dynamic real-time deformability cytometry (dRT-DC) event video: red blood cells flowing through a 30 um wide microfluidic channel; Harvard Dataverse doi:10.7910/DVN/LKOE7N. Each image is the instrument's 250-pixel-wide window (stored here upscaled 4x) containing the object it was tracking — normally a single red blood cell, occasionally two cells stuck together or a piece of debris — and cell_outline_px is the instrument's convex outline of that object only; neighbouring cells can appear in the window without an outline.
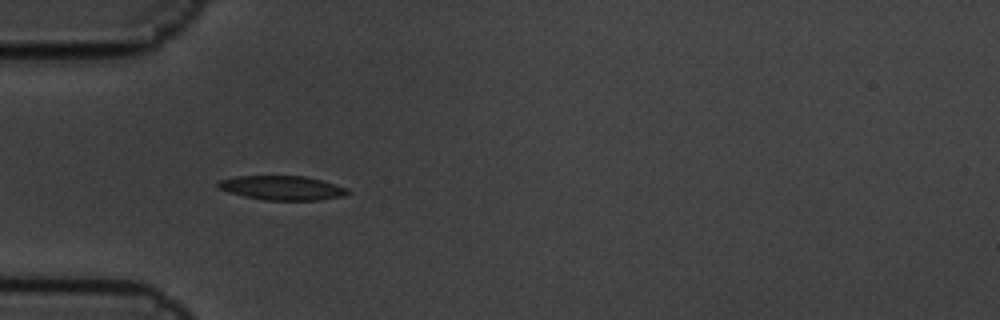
{"species": "common noctule bat (a hibernating species)", "species_latin": "Nyctalus noctula", "temperature_condition": "cold", "stored_images_in_passage": 9, "camera_frame_rate_fps": 3000, "um_per_image_px": 0.085, "animal": {"sex": "male", "body_mass_g": 19.5, "forearm_length_mm": 54.6}, "frame": {"image": 1, "passage_image": 7, "time_ms": 2.0, "image_size_px": [1000, 320], "cell_outline_px": [[352, 192], [344, 196], [320, 200], [264, 200], [244, 196], [216, 188], [216, 184], [220, 180], [236, 176], [304, 176], [320, 180], [348, 188]], "centroid_in_image_um": [23.99, 15.97], "position_along_channel_um": 61.0, "area_um2": 18.32}}
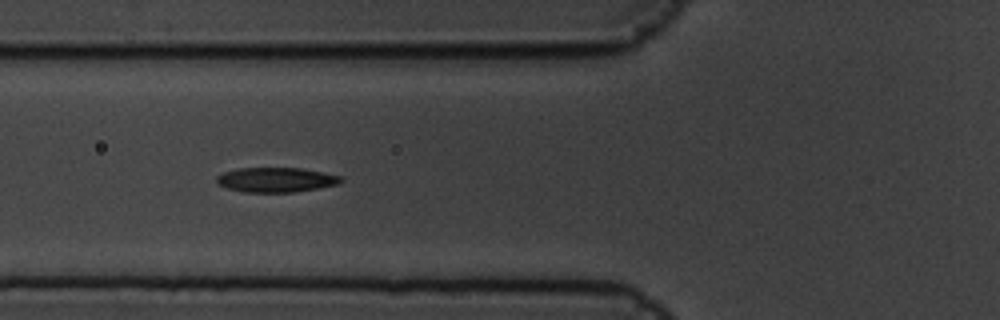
{"frame": {"image": 2, "passage_image": 8, "time_ms": 2.333, "image_size_px": [1000, 320], "cell_outline_px": [[344, 180], [340, 184], [292, 192], [244, 192], [228, 188], [216, 184], [216, 176], [224, 172], [236, 168], [300, 168], [324, 172], [344, 176]], "centroid_in_image_um": [23.48, 15.27], "position_along_channel_um": 102.3, "area_um2": 18.03}}
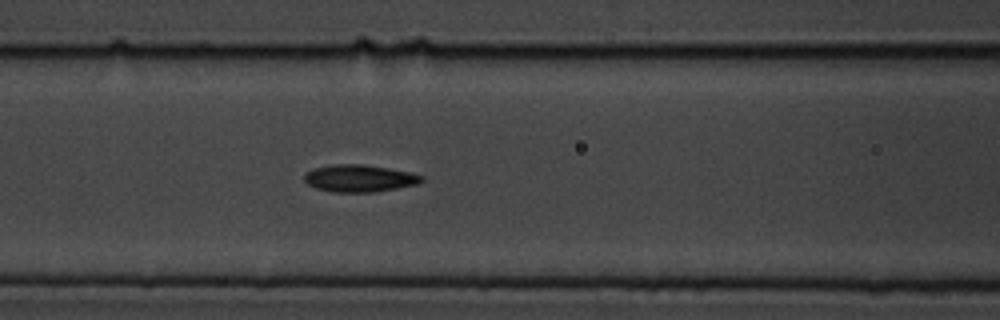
{"frame": {"image": 3, "passage_image": 9, "time_ms": 2.667, "image_size_px": [1000, 320], "cell_outline_px": [[424, 180], [416, 184], [396, 188], [372, 192], [332, 192], [316, 188], [308, 184], [304, 180], [304, 172], [312, 168], [332, 164], [364, 164], [388, 168], [408, 172], [424, 176]], "centroid_in_image_um": [30.5, 15.15], "position_along_channel_um": 136.1, "area_um2": 18.61}}